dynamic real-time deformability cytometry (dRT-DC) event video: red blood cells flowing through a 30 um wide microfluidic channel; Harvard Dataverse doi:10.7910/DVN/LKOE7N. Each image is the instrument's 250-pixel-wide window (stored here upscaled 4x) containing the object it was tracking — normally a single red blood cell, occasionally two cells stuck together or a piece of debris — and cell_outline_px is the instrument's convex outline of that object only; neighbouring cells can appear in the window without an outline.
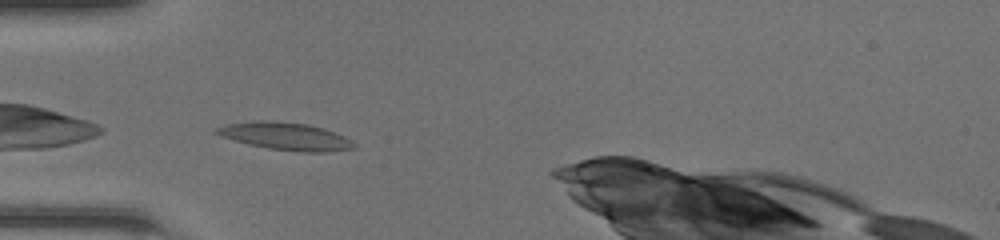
{"species": "common noctule bat (a hibernating species)", "species_latin": "Nyctalus noctula", "temperature_condition": "room temperature", "stored_images_in_passage": 31, "camera_frame_rate_fps": 3000, "um_per_image_px": 0.085, "animal": {"sex": "female", "body_mass_g": 20.0, "forearm_length_mm": 54.0}, "frame": {"image": 1, "passage_image": 1, "time_ms": 0.0, "image_size_px": [1000, 240], "cell_outline_px": [[356, 148], [324, 152], [300, 152], [268, 148], [236, 140], [212, 132], [216, 128], [228, 124], [252, 120], [272, 120], [308, 124], [324, 128], [344, 136], [356, 144]], "centroid_in_image_um": [24.31, 11.57], "position_along_channel_um": 60.7, "area_um2": 21.91}}
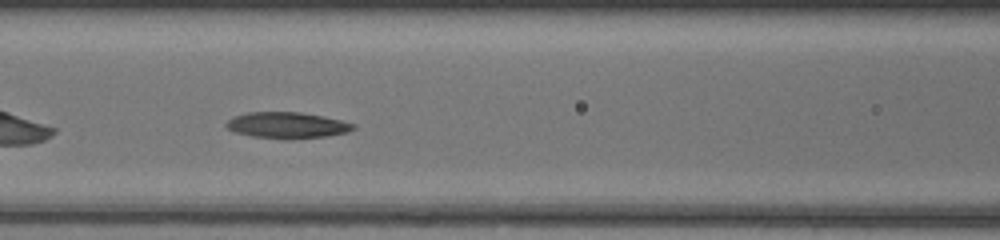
{"frame": {"image": 2, "passage_image": 7, "time_ms": 2.0, "image_size_px": [1000, 240], "cell_outline_px": [[356, 128], [348, 132], [328, 136], [252, 136], [236, 132], [228, 128], [224, 124], [228, 120], [236, 116], [248, 112], [300, 112], [324, 116], [356, 124]], "centroid_in_image_um": [24.44, 10.59], "position_along_channel_um": 142.2, "area_um2": 18.38}}
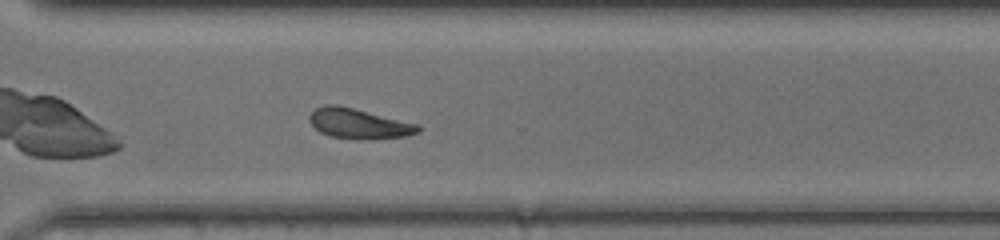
{"frame": {"image": 3, "passage_image": 21, "time_ms": 6.667, "image_size_px": [1000, 240], "cell_outline_px": [[420, 132], [404, 136], [360, 140], [328, 136], [320, 132], [308, 120], [308, 116], [316, 108], [324, 104], [336, 104], [420, 124]], "centroid_in_image_um": [30.48, 10.51], "position_along_channel_um": 340.1, "area_um2": 19.13}, "authors_computed_cell_mechanics": {"area_um2": 18.4382, "velocity_mm_per_s": 4.2548, "shape_relaxation_time_tau1_ms": null, "shape_relaxation_time_tau2_ms": 3.9382, "deformation_change_tau1": null, "deformation_change_tau2": 0.1283}}